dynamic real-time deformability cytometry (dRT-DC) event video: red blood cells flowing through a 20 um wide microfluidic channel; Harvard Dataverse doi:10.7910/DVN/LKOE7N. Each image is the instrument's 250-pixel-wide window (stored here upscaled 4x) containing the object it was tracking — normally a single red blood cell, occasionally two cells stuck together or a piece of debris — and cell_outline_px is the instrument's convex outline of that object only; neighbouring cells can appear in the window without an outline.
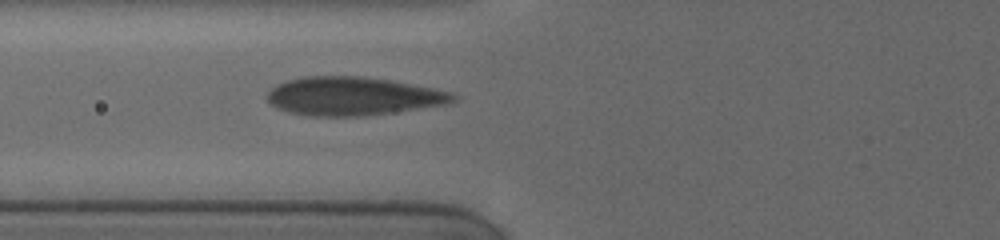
{"species": "human", "species_latin": "Homo sapiens", "temperature_condition": "cold", "stored_images_in_passage": 5, "camera_frame_rate_fps": 3000, "um_per_image_px": 0.085, "donor": {"sex": "female"}, "frame": {"image": 1, "passage_image": 5, "time_ms": 4.0, "image_size_px": [1000, 240], "cell_outline_px": [[456, 100], [444, 104], [388, 112], [356, 116], [312, 116], [292, 112], [280, 108], [272, 104], [268, 100], [268, 92], [276, 84], [288, 80], [304, 76], [360, 76], [388, 80], [432, 88], [448, 92], [456, 96]], "centroid_in_image_um": [29.94, 8.16], "position_along_channel_um": 95.9, "area_um2": 40.58}}